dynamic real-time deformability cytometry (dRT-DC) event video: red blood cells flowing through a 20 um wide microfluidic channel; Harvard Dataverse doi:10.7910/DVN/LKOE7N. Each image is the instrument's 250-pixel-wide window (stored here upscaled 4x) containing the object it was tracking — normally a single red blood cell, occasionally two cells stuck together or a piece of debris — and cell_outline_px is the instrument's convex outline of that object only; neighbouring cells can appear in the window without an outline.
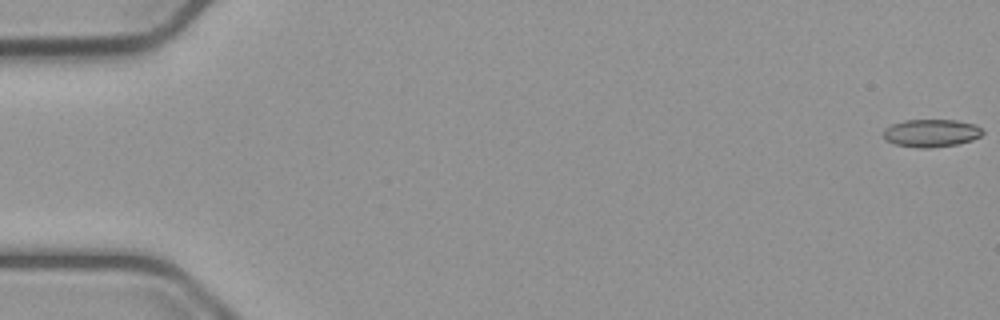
{"species": "common noctule bat (a hibernating species)", "species_latin": "Nyctalus noctula", "temperature_condition": "cold", "stored_images_in_passage": 56, "camera_frame_rate_fps": 3000, "um_per_image_px": 0.085, "animal": {"sex": "male", "body_mass_g": 23.1, "forearm_length_mm": 52.7}, "frame": {"image": 1, "passage_image": 1, "time_ms": 0.0, "image_size_px": [1000, 320], "cell_outline_px": [[984, 132], [980, 136], [972, 140], [956, 144], [928, 148], [916, 148], [896, 144], [884, 140], [884, 128], [892, 124], [904, 120], [956, 120], [976, 124]], "centroid_in_image_um": [79.14, 11.31], "position_along_channel_um": 5.9, "area_um2": 16.07}}
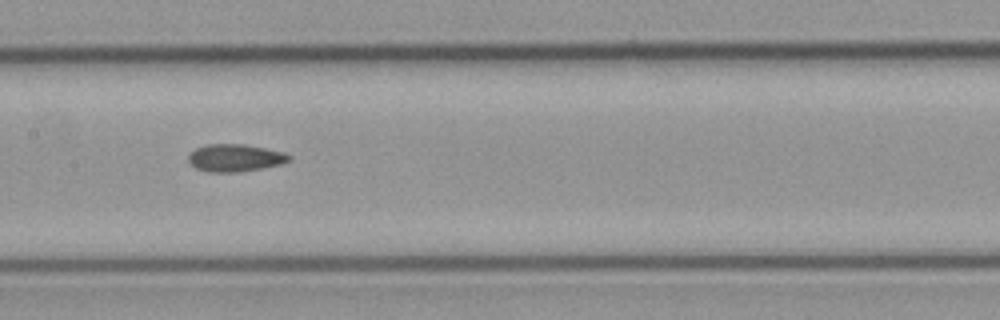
{"frame": {"image": 2, "passage_image": 28, "time_ms": 9.0, "image_size_px": [1000, 320], "cell_outline_px": [[292, 156], [288, 160], [280, 164], [264, 168], [240, 172], [208, 172], [196, 168], [188, 164], [188, 156], [196, 148], [208, 144], [240, 144], [264, 148], [284, 152]], "centroid_in_image_um": [19.95, 13.43], "position_along_channel_um": 187.4, "area_um2": 16.07}}
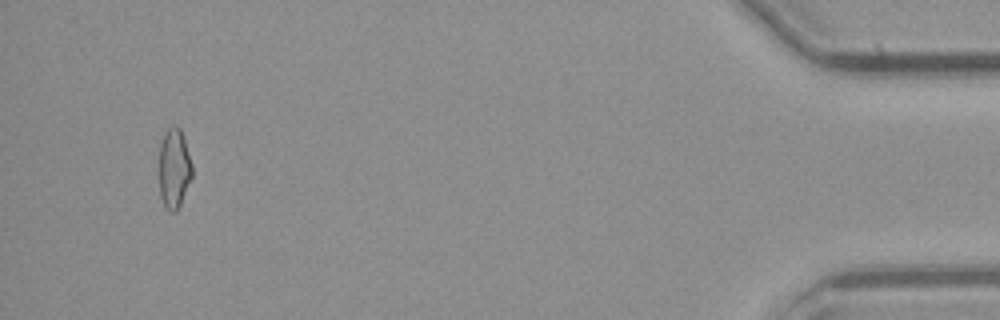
{"frame": {"image": 3, "passage_image": 53, "time_ms": 17.333, "image_size_px": [1000, 320], "cell_outline_px": [[192, 176], [180, 204], [176, 212], [168, 212], [164, 208], [160, 196], [160, 144], [168, 128], [172, 124], [176, 124], [180, 128], [192, 164]], "centroid_in_image_um": [14.79, 14.34], "position_along_channel_um": 420.4, "area_um2": 15.26}, "authors_computed_cell_mechanics": {"area_um2": 16.0106, "velocity_mm_per_s": 3.7668, "shape_relaxation_time_tau1_ms": null, "shape_relaxation_time_tau2_ms": 5.5914, "deformation_change_tau1": null, "deformation_change_tau2": 0.1392}}